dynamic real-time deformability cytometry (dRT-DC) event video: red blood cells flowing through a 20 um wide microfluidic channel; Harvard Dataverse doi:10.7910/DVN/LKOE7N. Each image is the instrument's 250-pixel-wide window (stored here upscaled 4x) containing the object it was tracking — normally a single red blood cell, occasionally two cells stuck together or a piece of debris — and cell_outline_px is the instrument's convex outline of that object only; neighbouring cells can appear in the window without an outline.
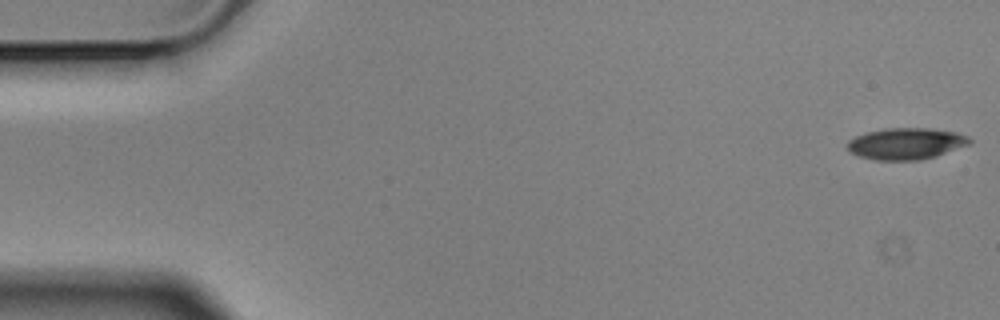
{"species": "Egyptian fruit bat (a non-hibernating species)", "species_latin": "Rousettus aegyptiacus", "temperature_condition": "cold", "stored_images_in_passage": 6, "segment_of_instrument_passage": [1, 2], "camera_frame_rate_fps": 3000, "um_per_image_px": 0.085, "animal": {"sex": "male"}, "frame": {"image": 1, "passage_image": 1, "time_ms": 0.0, "image_size_px": [1000, 320], "cell_outline_px": [[972, 140], [968, 144], [936, 156], [920, 160], [876, 160], [860, 156], [848, 152], [848, 140], [856, 136], [868, 132], [884, 128], [928, 128], [956, 132], [968, 136]], "centroid_in_image_um": [77.0, 12.21], "position_along_channel_um": 8.0, "area_um2": 22.31}}
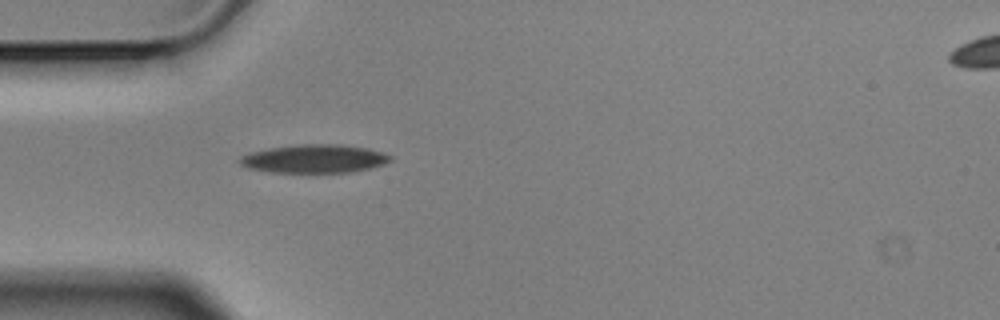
{"frame": {"image": 2, "passage_image": 5, "time_ms": 1.333, "image_size_px": [1000, 320], "cell_outline_px": [[392, 160], [384, 164], [352, 172], [268, 172], [248, 168], [240, 164], [240, 156], [248, 152], [268, 148], [300, 144], [340, 144], [368, 148], [384, 152], [392, 156]], "centroid_in_image_um": [26.71, 13.48], "position_along_channel_um": 58.3, "area_um2": 25.03}}